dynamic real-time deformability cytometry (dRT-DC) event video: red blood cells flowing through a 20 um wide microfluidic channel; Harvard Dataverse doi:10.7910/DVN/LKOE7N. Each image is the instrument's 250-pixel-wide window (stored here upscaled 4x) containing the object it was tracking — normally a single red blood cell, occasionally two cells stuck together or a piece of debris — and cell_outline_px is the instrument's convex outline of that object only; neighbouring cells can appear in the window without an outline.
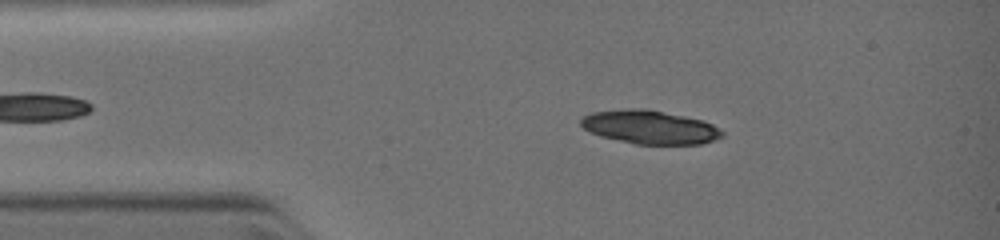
{"species": "common noctule bat (a hibernating species)", "species_latin": "Nyctalus noctula", "temperature_condition": "warm", "stored_images_in_passage": 23, "camera_frame_rate_fps": 3000, "um_per_image_px": 0.085, "animal": {"sex": "female", "body_mass_g": 19.0, "forearm_length_mm": 51.5}, "frame": {"image": 1, "passage_image": 8, "time_ms": 1.667, "image_size_px": [1000, 240], "cell_outline_px": [[724, 136], [704, 144], [636, 144], [600, 136], [588, 132], [580, 124], [580, 120], [584, 116], [592, 112], [636, 108], [644, 108], [700, 120], [712, 124], [724, 132]], "centroid_in_image_um": [55.22, 10.82], "position_along_channel_um": 29.8, "area_um2": 27.4}}